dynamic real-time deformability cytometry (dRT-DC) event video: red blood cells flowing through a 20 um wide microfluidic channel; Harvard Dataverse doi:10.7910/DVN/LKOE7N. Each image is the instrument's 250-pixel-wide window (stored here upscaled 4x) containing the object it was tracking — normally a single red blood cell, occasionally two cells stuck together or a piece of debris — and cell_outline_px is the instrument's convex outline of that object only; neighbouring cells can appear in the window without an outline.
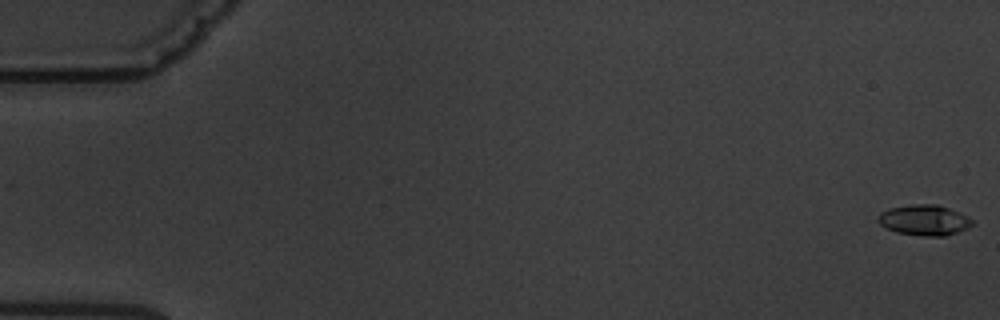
{"species": "common noctule bat (a hibernating species)", "species_latin": "Nyctalus noctula", "temperature_condition": "warm", "stored_images_in_passage": 6, "camera_frame_rate_fps": 3000, "um_per_image_px": 0.085, "animal": {"sex": "male", "body_mass_g": 19.5, "forearm_length_mm": 54.6}, "frame": {"image": 1, "passage_image": 1, "time_ms": 0.0, "image_size_px": [1000, 320], "cell_outline_px": [[972, 224], [968, 228], [944, 236], [924, 236], [896, 232], [880, 224], [876, 220], [880, 212], [888, 208], [912, 204], [936, 204], [960, 212], [968, 216], [972, 220]], "centroid_in_image_um": [78.54, 18.7], "position_along_channel_um": 6.5, "area_um2": 16.76}}
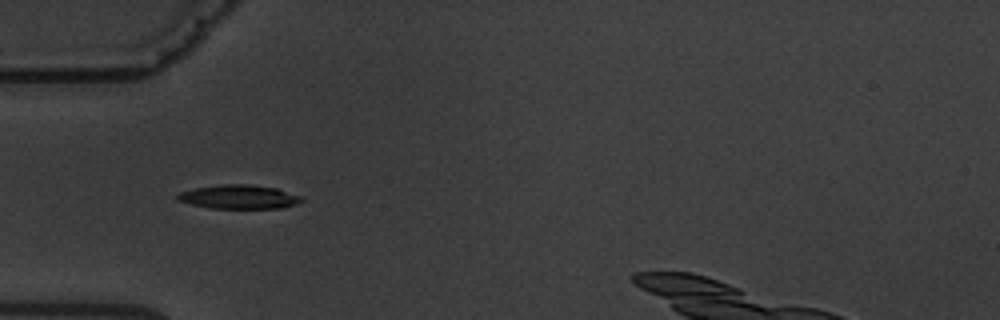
{"frame": {"image": 2, "passage_image": 6, "time_ms": 6.0, "image_size_px": [1000, 320], "cell_outline_px": [[304, 200], [296, 204], [284, 208], [208, 208], [176, 200], [176, 196], [180, 192], [196, 188], [220, 184], [248, 184], [276, 188], [300, 196]], "centroid_in_image_um": [20.31, 16.74], "position_along_channel_um": 64.7, "area_um2": 17.22}}